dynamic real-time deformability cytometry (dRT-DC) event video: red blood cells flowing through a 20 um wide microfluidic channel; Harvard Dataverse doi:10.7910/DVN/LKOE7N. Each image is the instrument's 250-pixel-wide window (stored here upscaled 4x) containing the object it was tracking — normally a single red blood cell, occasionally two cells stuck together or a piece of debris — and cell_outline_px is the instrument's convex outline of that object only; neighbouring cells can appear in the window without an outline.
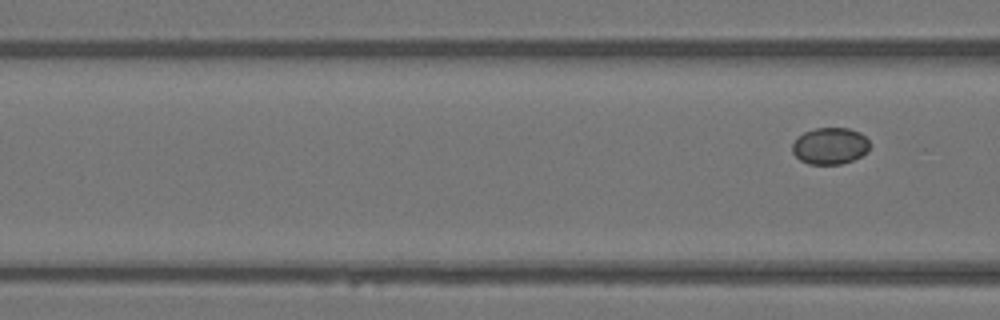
{"species": "Egyptian fruit bat (a non-hibernating species)", "species_latin": "Rousettus aegyptiacus", "temperature_condition": "warm", "stored_images_in_passage": 4, "camera_frame_rate_fps": 3000, "um_per_image_px": 0.085, "animal": {"sex": "female"}, "frame": {"image": 1, "passage_image": 4, "time_ms": 1.0, "image_size_px": [1000, 320], "cell_outline_px": [[868, 152], [852, 160], [840, 164], [808, 164], [800, 160], [792, 152], [792, 144], [804, 132], [816, 128], [848, 128], [860, 132], [868, 140]], "centroid_in_image_um": [70.55, 12.41], "position_along_channel_um": 96.1, "area_um2": 16.42}}